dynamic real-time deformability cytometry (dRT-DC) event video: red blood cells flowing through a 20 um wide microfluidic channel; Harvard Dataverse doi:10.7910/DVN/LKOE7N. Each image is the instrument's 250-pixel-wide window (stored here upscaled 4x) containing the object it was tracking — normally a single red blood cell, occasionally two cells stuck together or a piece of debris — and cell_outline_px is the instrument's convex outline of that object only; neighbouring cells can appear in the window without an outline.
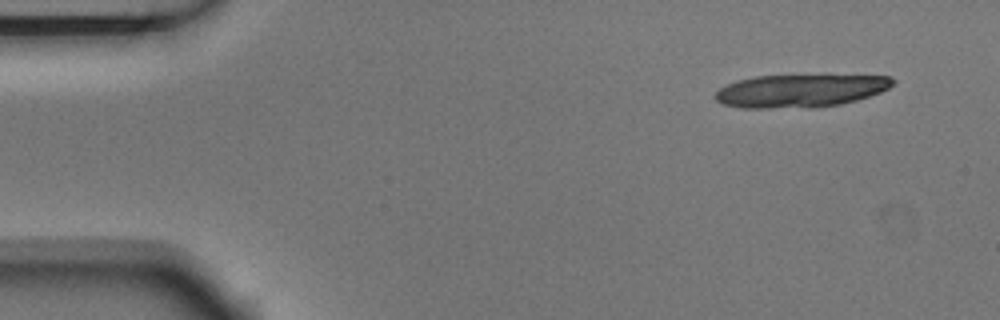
{"species": "Egyptian fruit bat (a non-hibernating species)", "species_latin": "Rousettus aegyptiacus", "temperature_condition": "room temperature", "stored_images_in_passage": 6, "segment_of_instrument_passage": [1, 2], "camera_frame_rate_fps": 3000, "um_per_image_px": 0.085, "animal": {"sex": "male"}, "frame": {"image": 1, "passage_image": 1, "time_ms": 0.0, "image_size_px": [1000, 320], "cell_outline_px": [[896, 80], [888, 88], [880, 92], [856, 100], [840, 104], [808, 108], [740, 108], [724, 104], [716, 100], [712, 96], [720, 88], [736, 80], [756, 76], [828, 72], [892, 76]], "centroid_in_image_um": [68.09, 7.65], "position_along_channel_um": 16.9, "area_um2": 35.78}}